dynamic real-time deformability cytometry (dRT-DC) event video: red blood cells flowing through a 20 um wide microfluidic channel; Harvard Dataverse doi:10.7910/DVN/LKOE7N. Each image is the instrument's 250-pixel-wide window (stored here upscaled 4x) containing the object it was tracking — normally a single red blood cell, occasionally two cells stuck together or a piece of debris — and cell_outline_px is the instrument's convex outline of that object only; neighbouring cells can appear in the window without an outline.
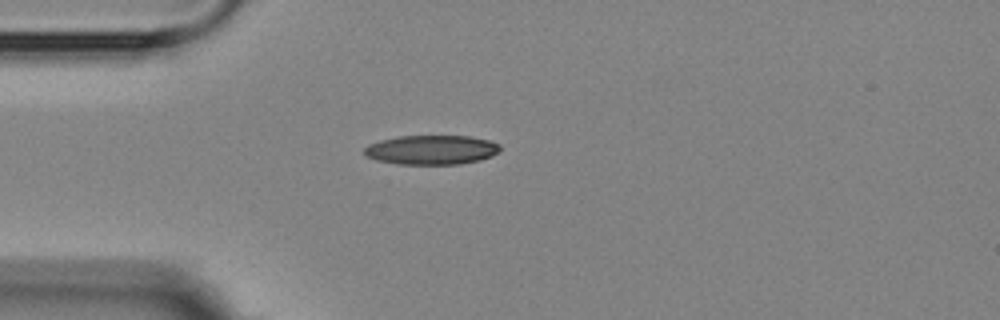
{"species": "Egyptian fruit bat (a non-hibernating species)", "species_latin": "Rousettus aegyptiacus", "temperature_condition": "room temperature", "stored_images_in_passage": 4, "camera_frame_rate_fps": 3000, "um_per_image_px": 0.085, "animal": {"sex": "female"}, "frame": {"image": 1, "passage_image": 1, "time_ms": 0.0, "image_size_px": [1000, 320], "cell_outline_px": [[500, 152], [492, 156], [480, 160], [460, 164], [400, 164], [376, 160], [364, 156], [364, 148], [368, 144], [380, 140], [396, 136], [472, 136], [488, 140], [500, 144]], "centroid_in_image_um": [36.68, 12.73], "position_along_channel_um": 48.3, "area_um2": 23.47}}
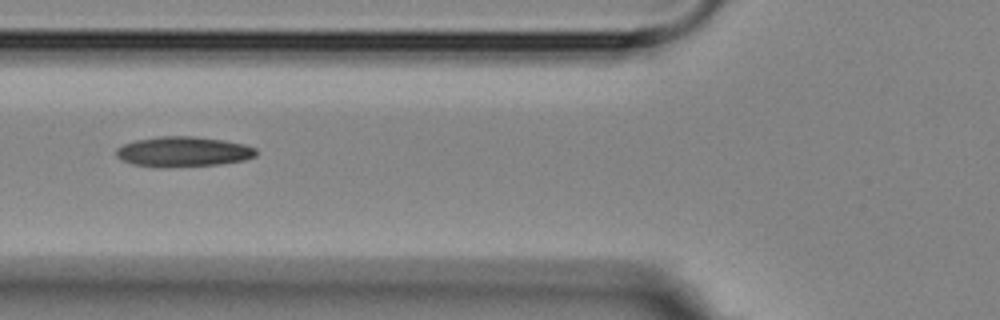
{"frame": {"image": 2, "passage_image": 3, "time_ms": 2.0, "image_size_px": [1000, 320], "cell_outline_px": [[256, 156], [244, 160], [220, 164], [168, 168], [156, 168], [132, 164], [116, 156], [116, 148], [124, 144], [136, 140], [160, 136], [192, 136], [224, 140], [244, 144], [256, 148]], "centroid_in_image_um": [15.56, 12.91], "position_along_channel_um": 110.2, "area_um2": 24.8}}
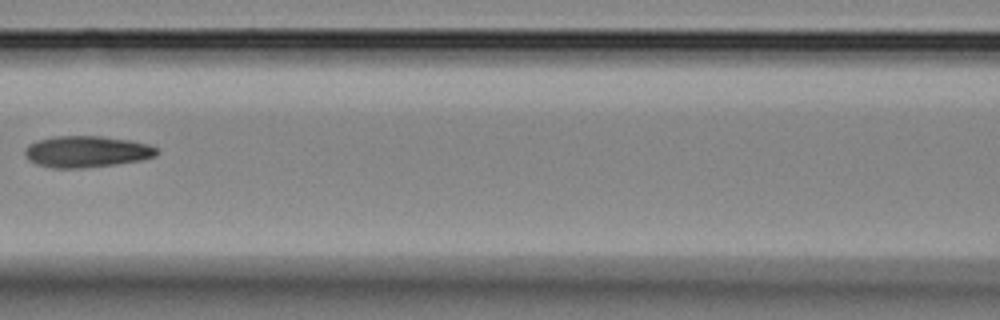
{"frame": {"image": 3, "passage_image": 4, "time_ms": 3.333, "image_size_px": [1000, 320], "cell_outline_px": [[156, 156], [140, 160], [116, 164], [80, 168], [52, 168], [36, 164], [28, 160], [24, 152], [24, 148], [28, 144], [36, 140], [52, 136], [100, 136], [132, 140], [148, 144], [156, 148]], "centroid_in_image_um": [7.31, 12.88], "position_along_channel_um": 159.3, "area_um2": 24.28}}